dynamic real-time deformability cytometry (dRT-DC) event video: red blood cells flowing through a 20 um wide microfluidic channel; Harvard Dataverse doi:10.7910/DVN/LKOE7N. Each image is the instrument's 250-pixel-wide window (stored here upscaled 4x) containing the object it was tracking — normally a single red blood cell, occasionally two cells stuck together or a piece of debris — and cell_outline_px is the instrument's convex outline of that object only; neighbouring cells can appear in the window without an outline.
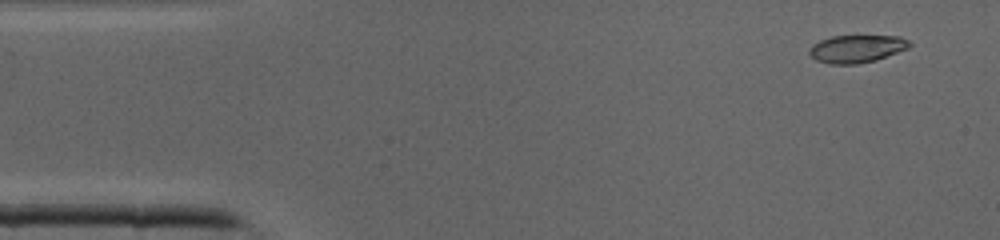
{"species": "common noctule bat (a hibernating species)", "species_latin": "Nyctalus noctula", "temperature_condition": "cold", "stored_images_in_passage": 42, "camera_frame_rate_fps": 3000, "um_per_image_px": 0.085, "animal": {"sex": "male", "body_mass_g": 19.0, "forearm_length_mm": 50.8}, "frame": {"image": 1, "passage_image": 3, "time_ms": 0.667, "image_size_px": [1000, 240], "cell_outline_px": [[912, 44], [908, 48], [876, 60], [856, 64], [828, 64], [816, 60], [808, 52], [812, 44], [820, 40], [832, 36], [900, 36], [908, 40]], "centroid_in_image_um": [72.81, 4.14], "position_along_channel_um": 12.2, "area_um2": 16.13}}
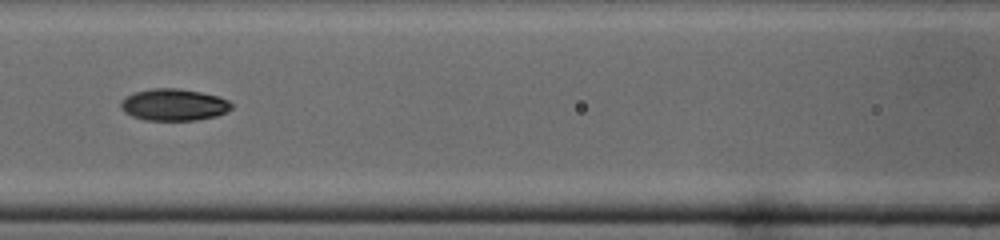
{"frame": {"image": 2, "passage_image": 18, "time_ms": 5.667, "image_size_px": [1000, 240], "cell_outline_px": [[232, 108], [228, 112], [216, 116], [196, 120], [144, 120], [132, 116], [124, 112], [120, 108], [120, 104], [132, 92], [152, 88], [176, 88], [200, 92], [220, 96], [228, 100], [232, 104]], "centroid_in_image_um": [14.79, 8.9], "position_along_channel_um": 151.8, "area_um2": 20.63}}
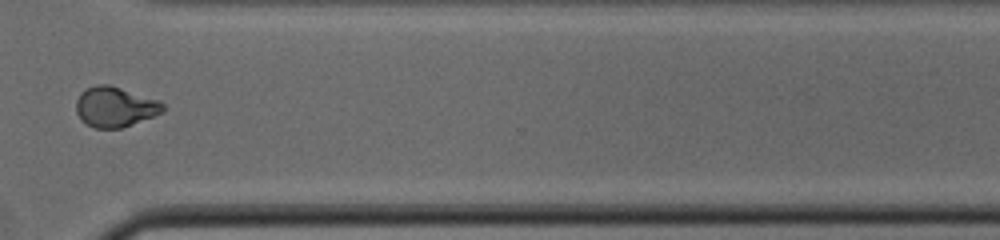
{"frame": {"image": 3, "passage_image": 31, "time_ms": 10.0, "image_size_px": [1000, 240], "cell_outline_px": [[168, 108], [164, 112], [120, 128], [96, 128], [80, 120], [76, 112], [76, 100], [80, 92], [96, 84], [108, 84], [160, 100]], "centroid_in_image_um": [9.79, 9.07], "position_along_channel_um": 360.8, "area_um2": 20.4}}